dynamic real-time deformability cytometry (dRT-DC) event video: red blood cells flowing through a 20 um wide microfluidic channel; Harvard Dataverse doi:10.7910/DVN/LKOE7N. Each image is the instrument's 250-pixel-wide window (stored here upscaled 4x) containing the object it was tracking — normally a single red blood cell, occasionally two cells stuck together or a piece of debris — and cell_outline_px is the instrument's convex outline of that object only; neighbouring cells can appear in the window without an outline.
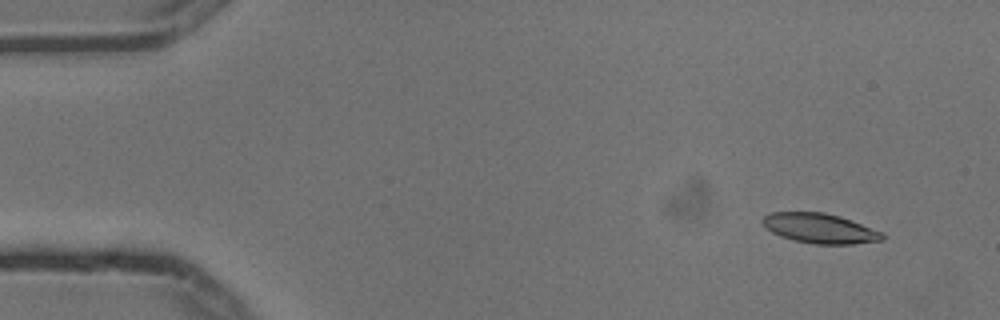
{"species": "common noctule bat (a hibernating species)", "species_latin": "Nyctalus noctula", "temperature_condition": "cold", "stored_images_in_passage": 4, "camera_frame_rate_fps": 3000, "um_per_image_px": 0.085, "animal": {"sex": "male", "body_mass_g": 13.3}, "frame": {"image": 1, "passage_image": 1, "time_ms": 0.0, "image_size_px": [1000, 320], "cell_outline_px": [[884, 240], [852, 244], [812, 244], [792, 240], [780, 236], [772, 232], [760, 220], [768, 212], [824, 212], [840, 216], [852, 220], [884, 232]], "centroid_in_image_um": [69.7, 19.41], "position_along_channel_um": 15.3, "area_um2": 21.04}}
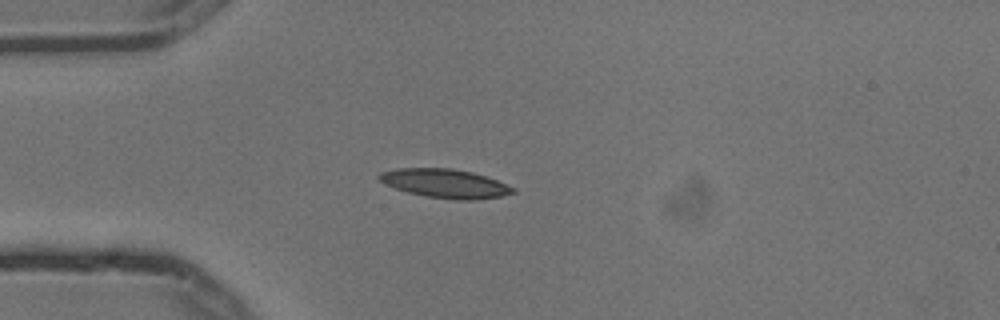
{"frame": {"image": 2, "passage_image": 3, "time_ms": 0.667, "image_size_px": [1000, 320], "cell_outline_px": [[516, 192], [500, 196], [476, 200], [456, 200], [424, 196], [408, 192], [384, 184], [376, 176], [380, 172], [396, 168], [452, 168], [472, 172], [496, 180], [516, 188]], "centroid_in_image_um": [37.81, 15.59], "position_along_channel_um": 47.2, "area_um2": 22.54}}